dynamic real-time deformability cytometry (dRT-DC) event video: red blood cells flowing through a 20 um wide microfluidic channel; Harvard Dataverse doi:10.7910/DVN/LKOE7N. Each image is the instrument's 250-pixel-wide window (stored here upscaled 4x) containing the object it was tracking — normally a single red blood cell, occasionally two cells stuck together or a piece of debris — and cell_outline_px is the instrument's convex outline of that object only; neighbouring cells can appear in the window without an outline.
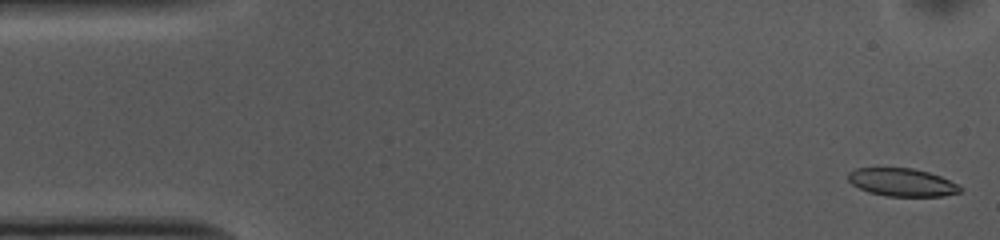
{"species": "common noctule bat (a hibernating species)", "species_latin": "Nyctalus noctula", "temperature_condition": "cold", "stored_images_in_passage": 47, "camera_frame_rate_fps": 3000, "um_per_image_px": 0.085, "animal": {"sex": "female", "body_mass_g": 10.0, "forearm_length_mm": 53.1}, "frame": {"image": 1, "passage_image": 1, "time_ms": 0.0, "image_size_px": [1000, 240], "cell_outline_px": [[964, 188], [960, 192], [944, 196], [888, 196], [868, 192], [852, 184], [848, 180], [848, 172], [856, 168], [912, 168], [928, 172], [940, 176]], "centroid_in_image_um": [76.66, 15.5], "position_along_channel_um": 8.3, "area_um2": 18.15}}
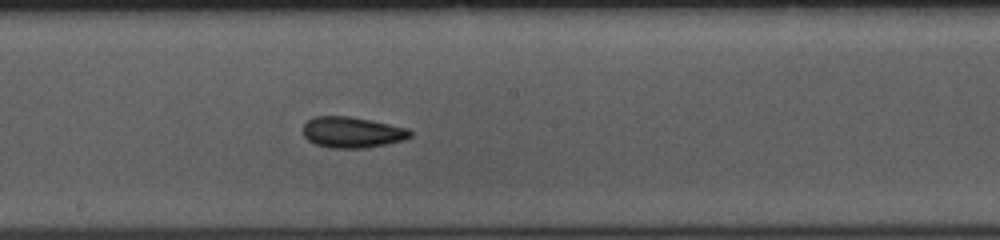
{"frame": {"image": 2, "passage_image": 27, "time_ms": 8.667, "image_size_px": [1000, 240], "cell_outline_px": [[412, 136], [404, 140], [364, 148], [328, 148], [316, 144], [308, 140], [304, 136], [304, 124], [312, 116], [348, 116], [408, 128], [412, 132]], "centroid_in_image_um": [29.91, 11.25], "position_along_channel_um": 218.3, "area_um2": 19.19}}
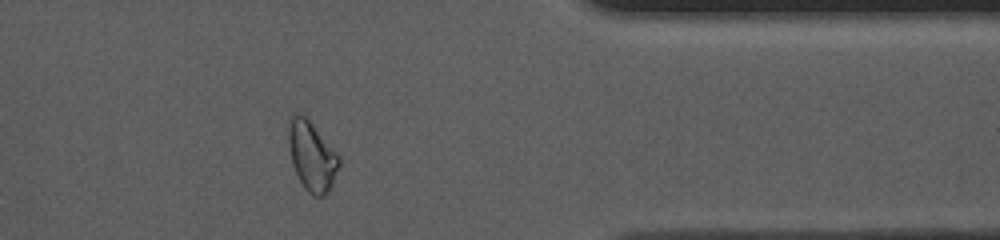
{"frame": {"image": 3, "passage_image": 42, "time_ms": 13.667, "image_size_px": [1000, 240], "cell_outline_px": [[340, 164], [332, 184], [328, 192], [324, 196], [312, 196], [304, 188], [292, 164], [288, 144], [288, 128], [292, 112], [296, 112], [304, 116], [312, 124], [340, 156]], "centroid_in_image_um": [26.5, 13.27], "position_along_channel_um": 384.9, "area_um2": 20.35}, "authors_computed_cell_mechanics": {"area_um2": 19.1896, "velocity_mm_per_s": 3.7241, "shape_relaxation_time_tau1_ms": null, "shape_relaxation_time_tau2_ms": 4.0816, "deformation_change_tau1": null, "deformation_change_tau2": 0.1157}}